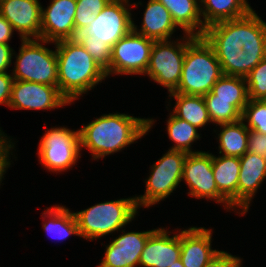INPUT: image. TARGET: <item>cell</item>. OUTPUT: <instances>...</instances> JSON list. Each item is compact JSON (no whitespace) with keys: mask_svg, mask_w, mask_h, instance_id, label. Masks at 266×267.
I'll return each instance as SVG.
<instances>
[{"mask_svg":"<svg viewBox=\"0 0 266 267\" xmlns=\"http://www.w3.org/2000/svg\"><path fill=\"white\" fill-rule=\"evenodd\" d=\"M76 0H51L42 7L40 39L57 42L75 39Z\"/></svg>","mask_w":266,"mask_h":267,"instance_id":"cell-14","label":"cell"},{"mask_svg":"<svg viewBox=\"0 0 266 267\" xmlns=\"http://www.w3.org/2000/svg\"><path fill=\"white\" fill-rule=\"evenodd\" d=\"M155 230L126 233L122 230V234L105 246V255L98 267H138L144 245Z\"/></svg>","mask_w":266,"mask_h":267,"instance_id":"cell-15","label":"cell"},{"mask_svg":"<svg viewBox=\"0 0 266 267\" xmlns=\"http://www.w3.org/2000/svg\"><path fill=\"white\" fill-rule=\"evenodd\" d=\"M2 137H8L7 134H5L1 129H0V139Z\"/></svg>","mask_w":266,"mask_h":267,"instance_id":"cell-42","label":"cell"},{"mask_svg":"<svg viewBox=\"0 0 266 267\" xmlns=\"http://www.w3.org/2000/svg\"><path fill=\"white\" fill-rule=\"evenodd\" d=\"M203 98L231 101V104L242 114L249 100L246 80L243 77L223 74Z\"/></svg>","mask_w":266,"mask_h":267,"instance_id":"cell-24","label":"cell"},{"mask_svg":"<svg viewBox=\"0 0 266 267\" xmlns=\"http://www.w3.org/2000/svg\"><path fill=\"white\" fill-rule=\"evenodd\" d=\"M38 147V158L45 169L56 173L67 171L81 156L79 130L64 126L47 129Z\"/></svg>","mask_w":266,"mask_h":267,"instance_id":"cell-8","label":"cell"},{"mask_svg":"<svg viewBox=\"0 0 266 267\" xmlns=\"http://www.w3.org/2000/svg\"><path fill=\"white\" fill-rule=\"evenodd\" d=\"M266 56H250L247 52L240 51L234 56H217L224 75L245 78Z\"/></svg>","mask_w":266,"mask_h":267,"instance_id":"cell-29","label":"cell"},{"mask_svg":"<svg viewBox=\"0 0 266 267\" xmlns=\"http://www.w3.org/2000/svg\"><path fill=\"white\" fill-rule=\"evenodd\" d=\"M166 121L168 136L175 143L169 148L170 150L182 151L187 154L201 152L191 149L193 142L201 138L197 127L176 117L172 112Z\"/></svg>","mask_w":266,"mask_h":267,"instance_id":"cell-28","label":"cell"},{"mask_svg":"<svg viewBox=\"0 0 266 267\" xmlns=\"http://www.w3.org/2000/svg\"><path fill=\"white\" fill-rule=\"evenodd\" d=\"M76 39L106 72L111 62L112 47L97 37L85 34L84 32L77 34Z\"/></svg>","mask_w":266,"mask_h":267,"instance_id":"cell-31","label":"cell"},{"mask_svg":"<svg viewBox=\"0 0 266 267\" xmlns=\"http://www.w3.org/2000/svg\"><path fill=\"white\" fill-rule=\"evenodd\" d=\"M111 0H76L75 21V39L77 34L84 30L95 20V15L103 10V8Z\"/></svg>","mask_w":266,"mask_h":267,"instance_id":"cell-30","label":"cell"},{"mask_svg":"<svg viewBox=\"0 0 266 267\" xmlns=\"http://www.w3.org/2000/svg\"><path fill=\"white\" fill-rule=\"evenodd\" d=\"M12 141L13 140L10 139V137H2L0 139V185H1L2 179L4 178L6 170L11 165L9 156H10V152L12 154L11 150L15 148L14 143Z\"/></svg>","mask_w":266,"mask_h":267,"instance_id":"cell-35","label":"cell"},{"mask_svg":"<svg viewBox=\"0 0 266 267\" xmlns=\"http://www.w3.org/2000/svg\"><path fill=\"white\" fill-rule=\"evenodd\" d=\"M203 24L208 26L242 17L252 8L247 0H200Z\"/></svg>","mask_w":266,"mask_h":267,"instance_id":"cell-23","label":"cell"},{"mask_svg":"<svg viewBox=\"0 0 266 267\" xmlns=\"http://www.w3.org/2000/svg\"><path fill=\"white\" fill-rule=\"evenodd\" d=\"M70 104L59 92L58 85H45L14 80L8 107L25 110H50Z\"/></svg>","mask_w":266,"mask_h":267,"instance_id":"cell-13","label":"cell"},{"mask_svg":"<svg viewBox=\"0 0 266 267\" xmlns=\"http://www.w3.org/2000/svg\"><path fill=\"white\" fill-rule=\"evenodd\" d=\"M13 81V76L8 72L0 73V105L8 107Z\"/></svg>","mask_w":266,"mask_h":267,"instance_id":"cell-38","label":"cell"},{"mask_svg":"<svg viewBox=\"0 0 266 267\" xmlns=\"http://www.w3.org/2000/svg\"><path fill=\"white\" fill-rule=\"evenodd\" d=\"M155 121L118 112L104 114L79 129L80 150L87 148L93 160L105 158L137 142Z\"/></svg>","mask_w":266,"mask_h":267,"instance_id":"cell-1","label":"cell"},{"mask_svg":"<svg viewBox=\"0 0 266 267\" xmlns=\"http://www.w3.org/2000/svg\"><path fill=\"white\" fill-rule=\"evenodd\" d=\"M164 228H157L147 239L141 253V267H169L180 259L181 242L179 233L169 236Z\"/></svg>","mask_w":266,"mask_h":267,"instance_id":"cell-17","label":"cell"},{"mask_svg":"<svg viewBox=\"0 0 266 267\" xmlns=\"http://www.w3.org/2000/svg\"><path fill=\"white\" fill-rule=\"evenodd\" d=\"M129 0H111L95 20L84 30L85 34L102 40L111 47L133 29ZM127 5V6H126Z\"/></svg>","mask_w":266,"mask_h":267,"instance_id":"cell-12","label":"cell"},{"mask_svg":"<svg viewBox=\"0 0 266 267\" xmlns=\"http://www.w3.org/2000/svg\"><path fill=\"white\" fill-rule=\"evenodd\" d=\"M241 120L249 130L266 134V101L249 99Z\"/></svg>","mask_w":266,"mask_h":267,"instance_id":"cell-32","label":"cell"},{"mask_svg":"<svg viewBox=\"0 0 266 267\" xmlns=\"http://www.w3.org/2000/svg\"><path fill=\"white\" fill-rule=\"evenodd\" d=\"M42 5L39 0H4L0 14L21 39H40Z\"/></svg>","mask_w":266,"mask_h":267,"instance_id":"cell-16","label":"cell"},{"mask_svg":"<svg viewBox=\"0 0 266 267\" xmlns=\"http://www.w3.org/2000/svg\"><path fill=\"white\" fill-rule=\"evenodd\" d=\"M42 213L43 230L55 240L62 241L70 235L80 237L74 213L66 206L47 207L46 211Z\"/></svg>","mask_w":266,"mask_h":267,"instance_id":"cell-25","label":"cell"},{"mask_svg":"<svg viewBox=\"0 0 266 267\" xmlns=\"http://www.w3.org/2000/svg\"><path fill=\"white\" fill-rule=\"evenodd\" d=\"M53 44L58 65V90L70 104L107 78L105 70L77 39Z\"/></svg>","mask_w":266,"mask_h":267,"instance_id":"cell-2","label":"cell"},{"mask_svg":"<svg viewBox=\"0 0 266 267\" xmlns=\"http://www.w3.org/2000/svg\"><path fill=\"white\" fill-rule=\"evenodd\" d=\"M266 179V159L246 152L240 157V172L237 185V208L240 215L246 214L249 205Z\"/></svg>","mask_w":266,"mask_h":267,"instance_id":"cell-18","label":"cell"},{"mask_svg":"<svg viewBox=\"0 0 266 267\" xmlns=\"http://www.w3.org/2000/svg\"><path fill=\"white\" fill-rule=\"evenodd\" d=\"M181 39L154 41L149 65L144 74L167 88L168 93L177 89L181 78L186 52V34Z\"/></svg>","mask_w":266,"mask_h":267,"instance_id":"cell-9","label":"cell"},{"mask_svg":"<svg viewBox=\"0 0 266 267\" xmlns=\"http://www.w3.org/2000/svg\"><path fill=\"white\" fill-rule=\"evenodd\" d=\"M247 152L254 153L266 159V134L250 130Z\"/></svg>","mask_w":266,"mask_h":267,"instance_id":"cell-36","label":"cell"},{"mask_svg":"<svg viewBox=\"0 0 266 267\" xmlns=\"http://www.w3.org/2000/svg\"><path fill=\"white\" fill-rule=\"evenodd\" d=\"M135 197L104 201L87 209L73 212L81 238L96 240L120 231L138 214Z\"/></svg>","mask_w":266,"mask_h":267,"instance_id":"cell-5","label":"cell"},{"mask_svg":"<svg viewBox=\"0 0 266 267\" xmlns=\"http://www.w3.org/2000/svg\"><path fill=\"white\" fill-rule=\"evenodd\" d=\"M212 170L218 191L237 209V185L240 172V158L212 154Z\"/></svg>","mask_w":266,"mask_h":267,"instance_id":"cell-22","label":"cell"},{"mask_svg":"<svg viewBox=\"0 0 266 267\" xmlns=\"http://www.w3.org/2000/svg\"><path fill=\"white\" fill-rule=\"evenodd\" d=\"M202 37L216 56H234L241 50L250 56H266V22L253 9L242 17L208 26Z\"/></svg>","mask_w":266,"mask_h":267,"instance_id":"cell-3","label":"cell"},{"mask_svg":"<svg viewBox=\"0 0 266 267\" xmlns=\"http://www.w3.org/2000/svg\"><path fill=\"white\" fill-rule=\"evenodd\" d=\"M223 75L213 48L203 37L186 34V52L181 78L172 93L204 96Z\"/></svg>","mask_w":266,"mask_h":267,"instance_id":"cell-4","label":"cell"},{"mask_svg":"<svg viewBox=\"0 0 266 267\" xmlns=\"http://www.w3.org/2000/svg\"><path fill=\"white\" fill-rule=\"evenodd\" d=\"M248 98L263 100L266 98V57L245 77Z\"/></svg>","mask_w":266,"mask_h":267,"instance_id":"cell-34","label":"cell"},{"mask_svg":"<svg viewBox=\"0 0 266 267\" xmlns=\"http://www.w3.org/2000/svg\"><path fill=\"white\" fill-rule=\"evenodd\" d=\"M18 54L13 52L16 62L12 76L14 80L57 85L58 65L56 48L48 49L44 44L54 43L43 39H20Z\"/></svg>","mask_w":266,"mask_h":267,"instance_id":"cell-6","label":"cell"},{"mask_svg":"<svg viewBox=\"0 0 266 267\" xmlns=\"http://www.w3.org/2000/svg\"><path fill=\"white\" fill-rule=\"evenodd\" d=\"M170 12L158 0H149L143 15L141 28L133 21V30L153 41L169 40L176 31Z\"/></svg>","mask_w":266,"mask_h":267,"instance_id":"cell-20","label":"cell"},{"mask_svg":"<svg viewBox=\"0 0 266 267\" xmlns=\"http://www.w3.org/2000/svg\"><path fill=\"white\" fill-rule=\"evenodd\" d=\"M242 259L231 253L219 251L205 267H241Z\"/></svg>","mask_w":266,"mask_h":267,"instance_id":"cell-37","label":"cell"},{"mask_svg":"<svg viewBox=\"0 0 266 267\" xmlns=\"http://www.w3.org/2000/svg\"><path fill=\"white\" fill-rule=\"evenodd\" d=\"M219 154L240 158L247 152L249 129L242 120L220 124Z\"/></svg>","mask_w":266,"mask_h":267,"instance_id":"cell-27","label":"cell"},{"mask_svg":"<svg viewBox=\"0 0 266 267\" xmlns=\"http://www.w3.org/2000/svg\"><path fill=\"white\" fill-rule=\"evenodd\" d=\"M13 32L11 24L0 14V43L9 44Z\"/></svg>","mask_w":266,"mask_h":267,"instance_id":"cell-40","label":"cell"},{"mask_svg":"<svg viewBox=\"0 0 266 267\" xmlns=\"http://www.w3.org/2000/svg\"><path fill=\"white\" fill-rule=\"evenodd\" d=\"M182 181L189 187L188 196L222 203L232 210L230 202L218 191L212 170V153L201 151L187 154L183 163Z\"/></svg>","mask_w":266,"mask_h":267,"instance_id":"cell-11","label":"cell"},{"mask_svg":"<svg viewBox=\"0 0 266 267\" xmlns=\"http://www.w3.org/2000/svg\"><path fill=\"white\" fill-rule=\"evenodd\" d=\"M176 102L172 113L195 127L202 128L211 120L203 96L169 93Z\"/></svg>","mask_w":266,"mask_h":267,"instance_id":"cell-26","label":"cell"},{"mask_svg":"<svg viewBox=\"0 0 266 267\" xmlns=\"http://www.w3.org/2000/svg\"><path fill=\"white\" fill-rule=\"evenodd\" d=\"M170 12L174 23L183 34L202 37L205 31L201 19L200 0H158Z\"/></svg>","mask_w":266,"mask_h":267,"instance_id":"cell-21","label":"cell"},{"mask_svg":"<svg viewBox=\"0 0 266 267\" xmlns=\"http://www.w3.org/2000/svg\"><path fill=\"white\" fill-rule=\"evenodd\" d=\"M154 41L133 29L111 48V62L106 76L144 75L150 61Z\"/></svg>","mask_w":266,"mask_h":267,"instance_id":"cell-10","label":"cell"},{"mask_svg":"<svg viewBox=\"0 0 266 267\" xmlns=\"http://www.w3.org/2000/svg\"><path fill=\"white\" fill-rule=\"evenodd\" d=\"M210 120L213 124H227L241 120V113L231 104V101L204 100Z\"/></svg>","mask_w":266,"mask_h":267,"instance_id":"cell-33","label":"cell"},{"mask_svg":"<svg viewBox=\"0 0 266 267\" xmlns=\"http://www.w3.org/2000/svg\"><path fill=\"white\" fill-rule=\"evenodd\" d=\"M187 153L170 150L153 165L148 179H145V193L135 196L137 208H148L169 197L181 183L183 163Z\"/></svg>","mask_w":266,"mask_h":267,"instance_id":"cell-7","label":"cell"},{"mask_svg":"<svg viewBox=\"0 0 266 267\" xmlns=\"http://www.w3.org/2000/svg\"><path fill=\"white\" fill-rule=\"evenodd\" d=\"M14 50L9 46V44L0 43V73L7 72L8 68L11 66Z\"/></svg>","mask_w":266,"mask_h":267,"instance_id":"cell-39","label":"cell"},{"mask_svg":"<svg viewBox=\"0 0 266 267\" xmlns=\"http://www.w3.org/2000/svg\"><path fill=\"white\" fill-rule=\"evenodd\" d=\"M169 267H184L183 263L181 262V260H176L171 266Z\"/></svg>","mask_w":266,"mask_h":267,"instance_id":"cell-41","label":"cell"},{"mask_svg":"<svg viewBox=\"0 0 266 267\" xmlns=\"http://www.w3.org/2000/svg\"><path fill=\"white\" fill-rule=\"evenodd\" d=\"M212 232L195 226L180 231V260L184 267H205L219 252L211 249Z\"/></svg>","mask_w":266,"mask_h":267,"instance_id":"cell-19","label":"cell"}]
</instances>
